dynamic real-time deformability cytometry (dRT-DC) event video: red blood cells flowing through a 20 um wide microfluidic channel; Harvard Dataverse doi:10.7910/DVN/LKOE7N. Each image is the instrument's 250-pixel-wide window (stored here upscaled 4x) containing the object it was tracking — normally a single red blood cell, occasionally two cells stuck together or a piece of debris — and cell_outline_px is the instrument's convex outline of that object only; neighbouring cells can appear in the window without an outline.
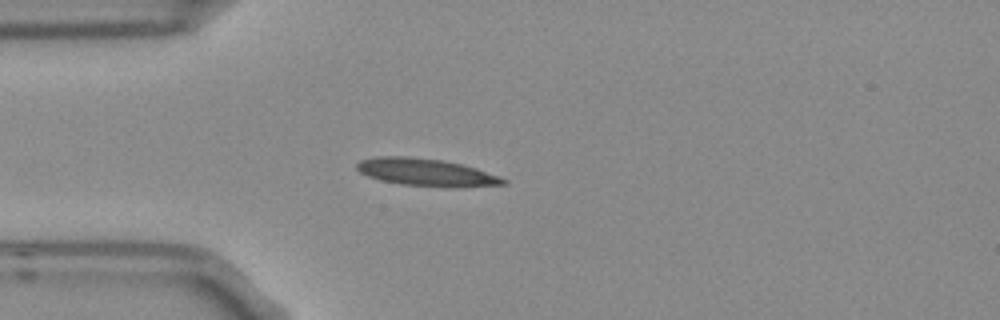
{"species": "Egyptian fruit bat (a non-hibernating species)", "species_latin": "Rousettus aegyptiacus", "temperature_condition": "room temperature", "stored_images_in_passage": 3, "camera_frame_rate_fps": 3000, "um_per_image_px": 0.085, "frame": {"image": 1, "passage_image": 3, "time_ms": 0.667, "image_size_px": [1000, 320], "cell_outline_px": [[508, 184], [456, 188], [400, 184], [380, 180], [368, 176], [360, 172], [356, 168], [356, 164], [360, 160], [376, 156], [408, 156], [440, 160], [460, 164], [476, 168], [500, 176], [508, 180]], "centroid_in_image_um": [36.25, 14.66], "position_along_channel_um": 48.8, "area_um2": 23.58}}